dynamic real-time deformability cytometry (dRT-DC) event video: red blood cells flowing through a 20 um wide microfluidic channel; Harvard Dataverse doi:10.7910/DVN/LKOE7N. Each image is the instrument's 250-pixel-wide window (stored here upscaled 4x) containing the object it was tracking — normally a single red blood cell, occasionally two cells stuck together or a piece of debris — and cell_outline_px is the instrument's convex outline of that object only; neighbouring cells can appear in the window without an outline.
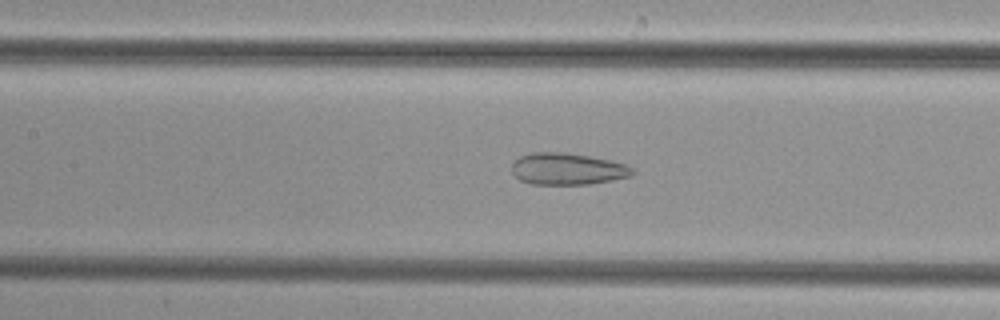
{"species": "common noctule bat (a hibernating species)", "species_latin": "Nyctalus noctula", "temperature_condition": "cold", "stored_images_in_passage": 49, "camera_frame_rate_fps": 3000, "um_per_image_px": 0.085, "animal": {"sex": "female", "body_mass_g": 29.2, "forearm_length_mm": 56.3}, "frame": {"image": 1, "passage_image": 22, "time_ms": 7.0, "image_size_px": [1000, 320], "cell_outline_px": [[636, 172], [632, 176], [612, 180], [588, 184], [532, 184], [520, 180], [512, 172], [512, 164], [520, 156], [532, 152], [564, 152], [592, 156], [612, 160], [628, 164]], "centroid_in_image_um": [48.28, 14.35], "position_along_channel_um": 159.1, "area_um2": 22.54}}
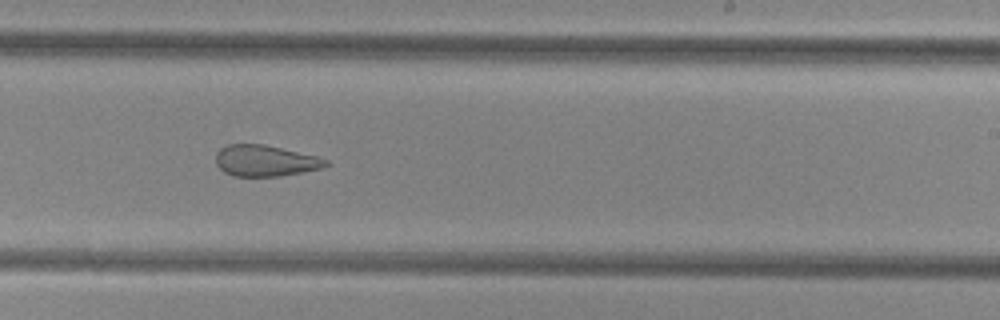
{"frame": {"image": 2, "passage_image": 30, "time_ms": 9.667, "image_size_px": [1000, 320], "cell_outline_px": [[328, 164], [324, 168], [304, 172], [280, 176], [232, 176], [224, 172], [216, 164], [216, 152], [220, 148], [228, 144], [264, 144], [316, 156], [328, 160]], "centroid_in_image_um": [22.54, 13.66], "position_along_channel_um": 266.5, "area_um2": 20.06}}
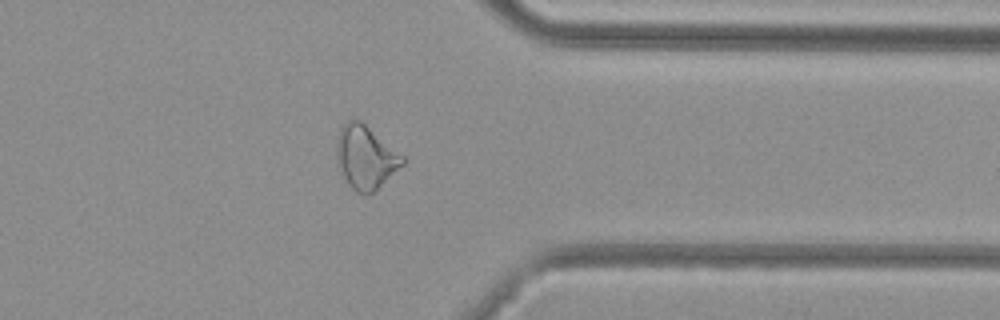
{"frame": {"image": 3, "passage_image": 39, "time_ms": 12.667, "image_size_px": [1000, 320], "cell_outline_px": [[408, 160], [404, 164], [372, 192], [356, 192], [348, 184], [344, 176], [336, 156], [336, 152], [340, 128], [352, 116], [356, 116], [404, 156]], "centroid_in_image_um": [31.09, 13.3], "position_along_channel_um": 380.3, "area_um2": 23.99}}